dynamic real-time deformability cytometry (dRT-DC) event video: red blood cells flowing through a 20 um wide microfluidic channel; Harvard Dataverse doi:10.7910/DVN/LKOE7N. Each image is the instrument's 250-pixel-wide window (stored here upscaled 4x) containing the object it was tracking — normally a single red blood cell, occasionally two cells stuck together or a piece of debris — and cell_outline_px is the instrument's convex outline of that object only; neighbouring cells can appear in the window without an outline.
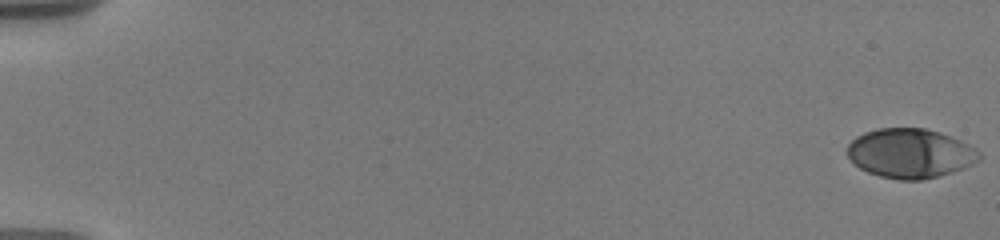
{"species": "human", "species_latin": "Homo sapiens", "temperature_condition": "warm", "stored_images_in_passage": 34, "camera_frame_rate_fps": 3000, "um_per_image_px": 0.085, "donor": {"sex": "male"}, "frame": {"image": 1, "passage_image": 1, "time_ms": 0.0, "image_size_px": [1000, 240], "cell_outline_px": [[980, 160], [964, 168], [952, 172], [920, 180], [900, 180], [880, 176], [868, 172], [860, 168], [844, 152], [848, 144], [856, 136], [864, 132], [880, 128], [924, 128], [948, 136], [968, 144], [980, 152]], "centroid_in_image_um": [77.33, 13.03], "position_along_channel_um": 7.7, "area_um2": 37.74}}
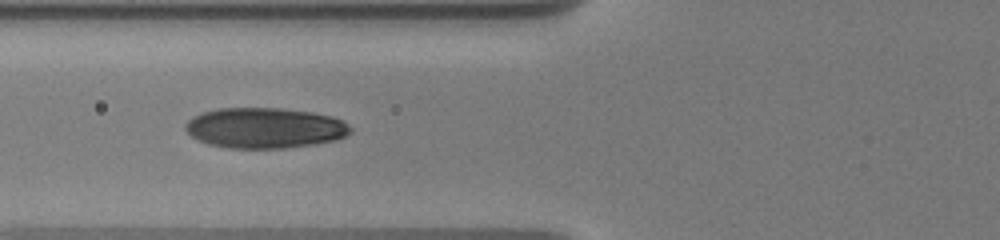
{"frame": {"image": 2, "passage_image": 19, "time_ms": 7.667, "image_size_px": [1000, 240], "cell_outline_px": [[352, 132], [336, 140], [316, 144], [284, 148], [228, 148], [208, 144], [192, 136], [184, 128], [184, 124], [192, 116], [204, 112], [220, 108], [280, 108], [312, 112], [332, 116], [348, 124], [352, 128]], "centroid_in_image_um": [22.51, 10.87], "position_along_channel_um": 103.3, "area_um2": 39.02}}
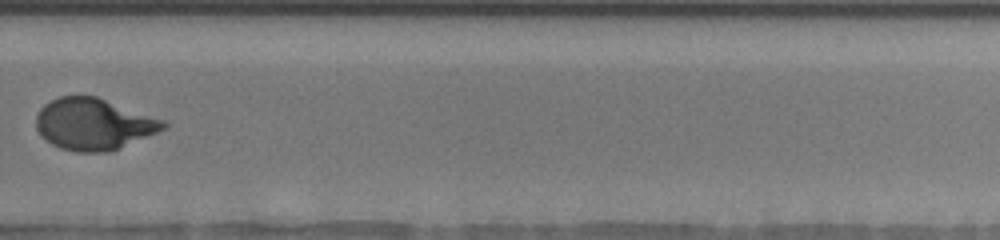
{"frame": {"image": 3, "passage_image": 33, "time_ms": 13.667, "image_size_px": [1000, 240], "cell_outline_px": [[168, 124], [164, 128], [156, 132], [120, 148], [108, 152], [76, 152], [60, 148], [52, 144], [36, 128], [36, 116], [40, 108], [44, 104], [60, 96], [96, 96], [164, 120]], "centroid_in_image_um": [7.94, 10.55], "position_along_channel_um": 321.9, "area_um2": 37.8}}